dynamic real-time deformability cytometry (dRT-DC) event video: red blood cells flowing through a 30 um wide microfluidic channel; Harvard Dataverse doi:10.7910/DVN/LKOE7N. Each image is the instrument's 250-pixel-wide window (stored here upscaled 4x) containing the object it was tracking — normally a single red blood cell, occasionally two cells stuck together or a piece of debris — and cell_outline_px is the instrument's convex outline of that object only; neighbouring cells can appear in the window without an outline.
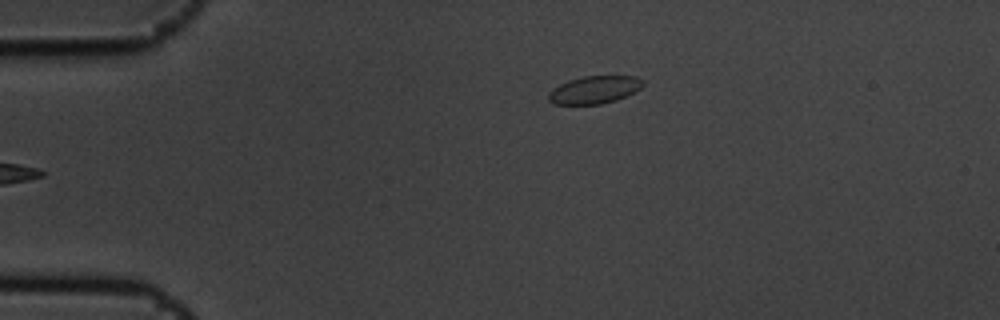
{"species": "common noctule bat (a hibernating species)", "species_latin": "Nyctalus noctula", "temperature_condition": "cold", "stored_images_in_passage": 5, "camera_frame_rate_fps": 3000, "um_per_image_px": 0.085, "animal": {"sex": "male", "body_mass_g": 19.5, "forearm_length_mm": 54.6}, "frame": {"image": 1, "passage_image": 5, "time_ms": 1.333, "image_size_px": [1000, 320], "cell_outline_px": [[644, 84], [640, 88], [616, 100], [600, 104], [552, 104], [548, 100], [548, 92], [552, 88], [568, 80], [584, 76], [636, 76], [644, 80]], "centroid_in_image_um": [50.49, 7.62], "position_along_channel_um": 34.5, "area_um2": 15.2}}